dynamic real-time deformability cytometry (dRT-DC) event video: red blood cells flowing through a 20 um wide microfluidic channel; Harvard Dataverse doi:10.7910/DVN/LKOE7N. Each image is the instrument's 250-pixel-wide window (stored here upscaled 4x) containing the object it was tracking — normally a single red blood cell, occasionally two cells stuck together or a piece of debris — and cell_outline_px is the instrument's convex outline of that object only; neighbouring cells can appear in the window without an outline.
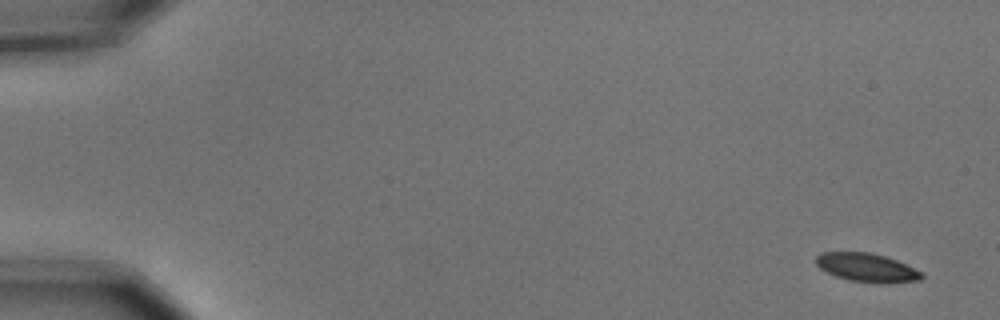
{"species": "common noctule bat (a hibernating species)", "species_latin": "Nyctalus noctula", "temperature_condition": "cold", "stored_images_in_passage": 5, "camera_frame_rate_fps": 3000, "um_per_image_px": 0.085, "animal": {"sex": "male", "body_mass_g": 15.6}, "frame": {"image": 1, "passage_image": 1, "time_ms": 0.0, "image_size_px": [1000, 320], "cell_outline_px": [[924, 276], [920, 280], [880, 284], [876, 284], [848, 280], [836, 276], [820, 268], [816, 264], [816, 256], [820, 252], [868, 252], [884, 256], [896, 260], [924, 272]], "centroid_in_image_um": [73.7, 22.75], "position_along_channel_um": 11.3, "area_um2": 17.74}}
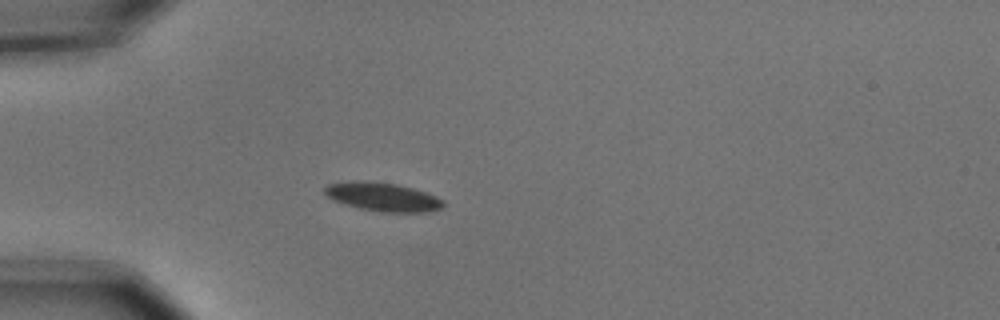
{"frame": {"image": 2, "passage_image": 5, "time_ms": 1.333, "image_size_px": [1000, 320], "cell_outline_px": [[444, 204], [440, 208], [428, 212], [380, 212], [360, 208], [344, 204], [328, 196], [324, 192], [324, 188], [328, 184], [352, 180], [368, 180], [396, 184], [412, 188], [436, 196], [444, 200]], "centroid_in_image_um": [32.53, 16.72], "position_along_channel_um": 52.5, "area_um2": 19.77}}